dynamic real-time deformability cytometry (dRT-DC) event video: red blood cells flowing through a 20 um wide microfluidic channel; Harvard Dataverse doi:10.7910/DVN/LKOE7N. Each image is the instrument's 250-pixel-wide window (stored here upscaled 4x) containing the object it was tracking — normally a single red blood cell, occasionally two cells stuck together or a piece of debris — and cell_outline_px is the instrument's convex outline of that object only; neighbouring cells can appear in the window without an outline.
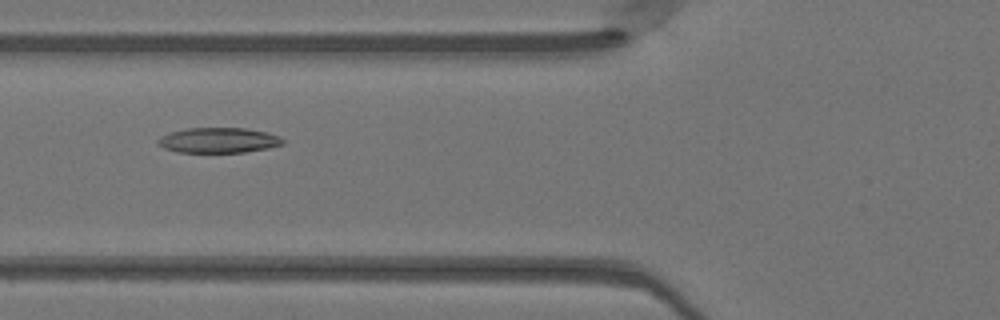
{"species": "Egyptian fruit bat (a non-hibernating species)", "species_latin": "Rousettus aegyptiacus", "temperature_condition": "warm", "stored_images_in_passage": 49, "camera_frame_rate_fps": 3000, "um_per_image_px": 0.085, "animal": {"sex": "female"}, "frame": {"image": 1, "passage_image": 19, "time_ms": 6.0, "image_size_px": [1000, 320], "cell_outline_px": [[284, 144], [268, 148], [244, 152], [176, 152], [164, 148], [156, 144], [156, 140], [160, 136], [172, 132], [188, 128], [244, 128], [268, 132], [280, 136], [284, 140]], "centroid_in_image_um": [18.57, 11.92], "position_along_channel_um": 107.2, "area_um2": 18.44}}
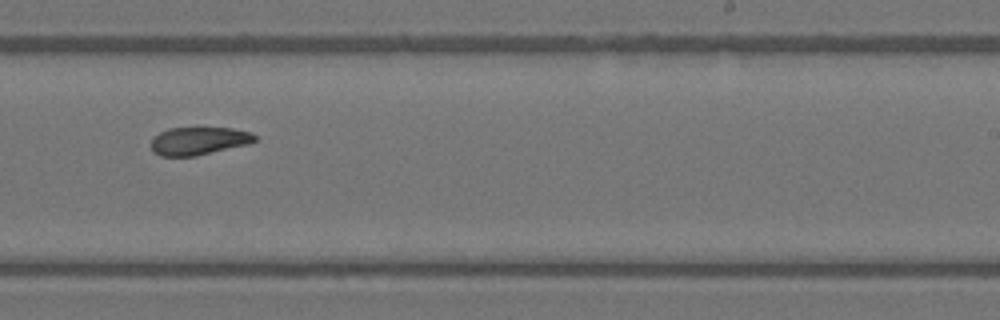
{"frame": {"image": 2, "passage_image": 31, "time_ms": 10.0, "image_size_px": [1000, 320], "cell_outline_px": [[256, 140], [248, 144], [196, 156], [160, 156], [152, 152], [152, 140], [160, 132], [168, 128], [232, 128], [252, 132], [256, 136]], "centroid_in_image_um": [16.9, 11.98], "position_along_channel_um": 272.1, "area_um2": 16.82}}
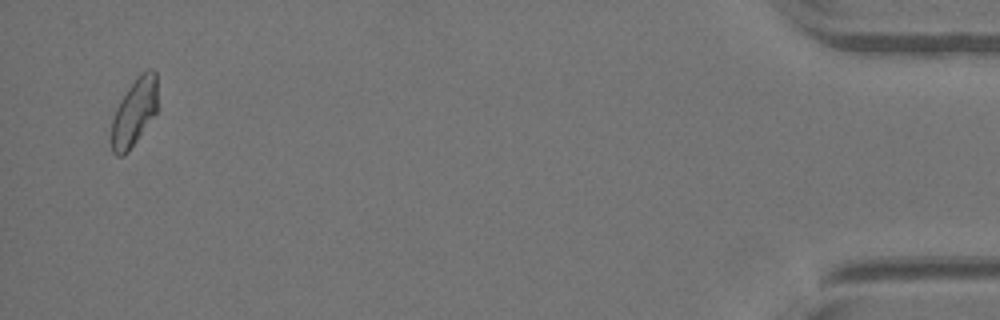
{"frame": {"image": 3, "passage_image": 48, "time_ms": 15.667, "image_size_px": [1000, 320], "cell_outline_px": [[156, 112], [128, 152], [124, 156], [116, 156], [112, 152], [112, 120], [116, 108], [120, 100], [136, 76], [140, 72], [148, 68], [152, 68], [156, 72]], "centroid_in_image_um": [11.4, 9.51], "position_along_channel_um": 423.8, "area_um2": 17.98}, "authors_computed_cell_mechanics": {"area_um2": 18.4382, "velocity_mm_per_s": 4.1309, "shape_relaxation_time_tau1_ms": null, "shape_relaxation_time_tau2_ms": 6.9069, "deformation_change_tau1": null, "deformation_change_tau2": 0.1491}}